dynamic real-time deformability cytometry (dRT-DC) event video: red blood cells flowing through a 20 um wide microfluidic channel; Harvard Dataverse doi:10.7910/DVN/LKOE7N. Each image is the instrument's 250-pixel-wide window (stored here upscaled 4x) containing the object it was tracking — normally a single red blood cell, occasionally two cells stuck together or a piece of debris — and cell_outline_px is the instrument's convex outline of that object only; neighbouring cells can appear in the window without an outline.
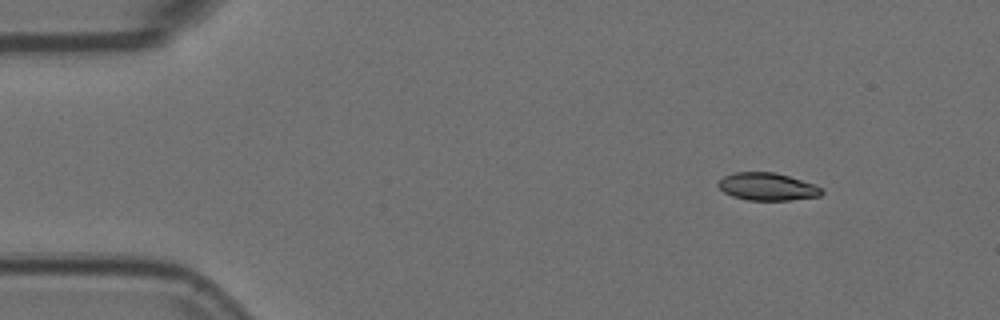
{"species": "Egyptian fruit bat (a non-hibernating species)", "species_latin": "Rousettus aegyptiacus", "temperature_condition": "room temperature", "stored_images_in_passage": 7, "camera_frame_rate_fps": 3000, "um_per_image_px": 0.085, "animal": {"sex": "female"}, "frame": {"image": 1, "passage_image": 2, "time_ms": 0.333, "image_size_px": [1000, 320], "cell_outline_px": [[824, 192], [820, 196], [788, 200], [748, 200], [732, 196], [724, 192], [716, 184], [724, 176], [736, 172], [776, 172], [812, 184], [820, 188]], "centroid_in_image_um": [65.19, 15.87], "position_along_channel_um": 19.8, "area_um2": 16.42}}
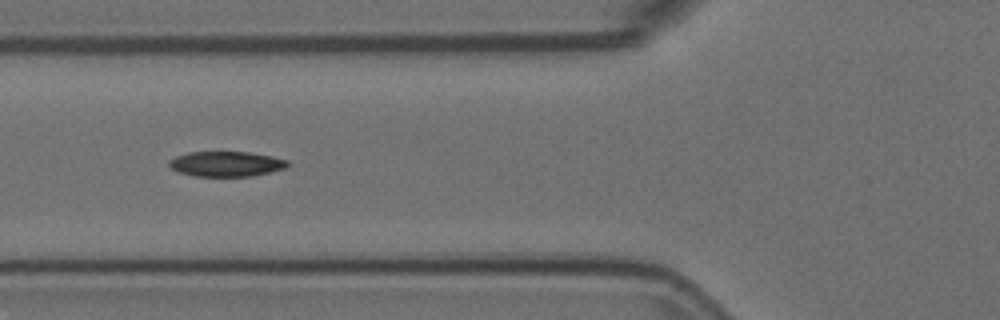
{"frame": {"image": 2, "passage_image": 6, "time_ms": 1.667, "image_size_px": [1000, 320], "cell_outline_px": [[292, 164], [284, 168], [252, 176], [196, 176], [180, 172], [172, 168], [168, 164], [168, 160], [176, 156], [188, 152], [248, 152], [272, 156], [288, 160]], "centroid_in_image_um": [19.24, 13.92], "position_along_channel_um": 106.6, "area_um2": 17.28}}
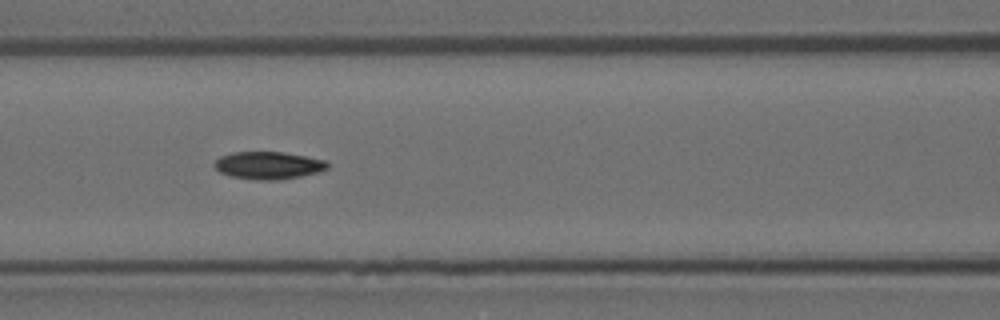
{"frame": {"image": 3, "passage_image": 7, "time_ms": 2.0, "image_size_px": [1000, 320], "cell_outline_px": [[328, 168], [320, 172], [300, 176], [276, 180], [256, 180], [232, 176], [220, 172], [212, 164], [220, 156], [232, 152], [284, 152], [324, 160], [328, 164]], "centroid_in_image_um": [22.79, 14.05], "position_along_channel_um": 143.8, "area_um2": 18.03}}